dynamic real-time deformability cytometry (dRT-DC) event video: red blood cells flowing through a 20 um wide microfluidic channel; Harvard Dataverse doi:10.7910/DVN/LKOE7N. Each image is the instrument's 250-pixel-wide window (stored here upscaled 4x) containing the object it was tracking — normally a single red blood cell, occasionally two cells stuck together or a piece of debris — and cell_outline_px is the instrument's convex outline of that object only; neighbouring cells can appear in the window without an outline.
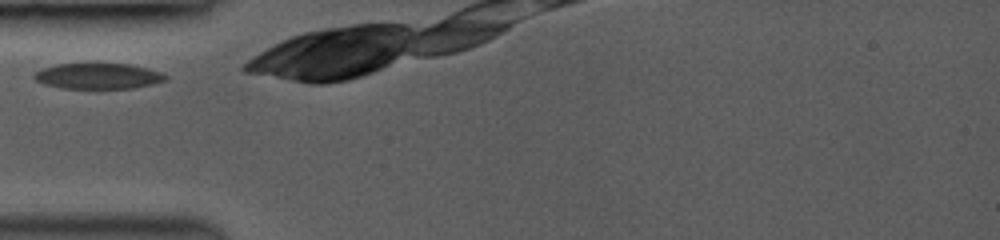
{"species": "common noctule bat (a hibernating species)", "species_latin": "Nyctalus noctula", "temperature_condition": "room temperature", "stored_images_in_passage": 3, "camera_frame_rate_fps": 3000, "um_per_image_px": 0.085, "animal": {"sex": "female", "body_mass_g": 19.0, "forearm_length_mm": 53.3}, "frame": {"image": 1, "passage_image": 1, "time_ms": 0.0, "image_size_px": [1000, 240], "cell_outline_px": [[168, 80], [152, 84], [132, 88], [60, 88], [44, 84], [36, 80], [32, 76], [36, 72], [44, 68], [56, 64], [128, 64], [160, 72], [168, 76]], "centroid_in_image_um": [8.34, 6.47], "position_along_channel_um": 76.7, "area_um2": 19.42}}